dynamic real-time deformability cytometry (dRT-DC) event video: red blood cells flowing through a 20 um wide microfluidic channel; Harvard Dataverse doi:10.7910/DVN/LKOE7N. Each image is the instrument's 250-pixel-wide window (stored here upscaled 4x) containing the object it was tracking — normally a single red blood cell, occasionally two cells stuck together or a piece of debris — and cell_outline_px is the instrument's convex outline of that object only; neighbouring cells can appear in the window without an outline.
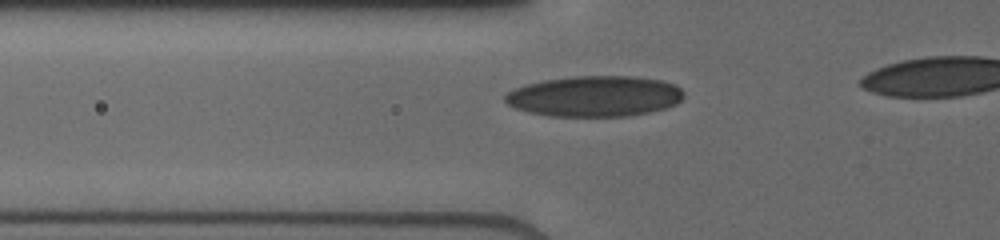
{"species": "human", "species_latin": "Homo sapiens", "temperature_condition": "cold", "stored_images_in_passage": 32, "camera_frame_rate_fps": 3000, "um_per_image_px": 0.085, "donor": {"sex": "male"}, "frame": {"image": 1, "passage_image": 6, "time_ms": 2.0, "image_size_px": [1000, 240], "cell_outline_px": [[684, 96], [676, 104], [664, 108], [648, 112], [624, 116], [552, 116], [528, 112], [516, 108], [508, 104], [504, 100], [504, 96], [508, 92], [524, 84], [544, 80], [572, 76], [632, 76], [660, 80], [672, 84], [680, 88], [684, 92]], "centroid_in_image_um": [50.52, 8.17], "position_along_channel_um": 75.3, "area_um2": 42.25}}
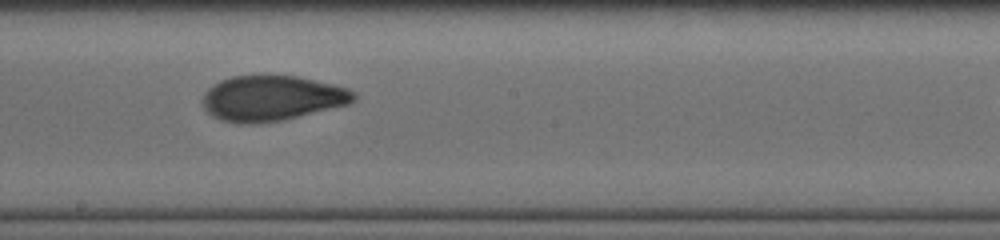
{"frame": {"image": 2, "passage_image": 17, "time_ms": 5.667, "image_size_px": [1000, 240], "cell_outline_px": [[356, 96], [348, 104], [284, 120], [260, 124], [236, 124], [220, 120], [212, 116], [204, 108], [204, 92], [212, 84], [220, 80], [232, 76], [296, 76], [332, 84], [348, 88], [356, 92]], "centroid_in_image_um": [23.08, 8.37], "position_along_channel_um": 225.1, "area_um2": 39.94}}
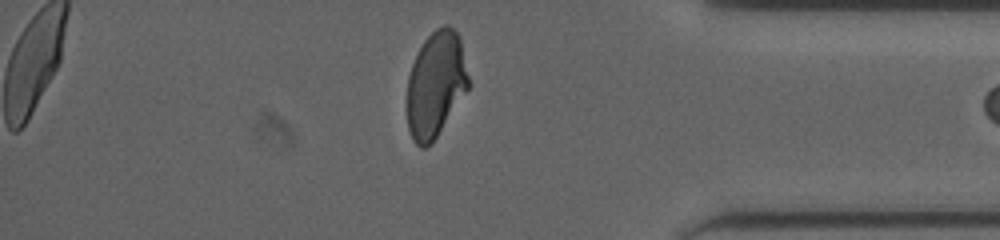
{"frame": {"image": 3, "passage_image": 31, "time_ms": 10.333, "image_size_px": [1000, 240], "cell_outline_px": [[468, 88], [432, 144], [424, 148], [420, 148], [412, 140], [408, 128], [404, 108], [408, 76], [412, 64], [424, 40], [436, 28], [444, 24], [448, 24], [460, 36], [468, 76]], "centroid_in_image_um": [36.98, 7.21], "position_along_channel_um": 398.2, "area_um2": 38.32}}